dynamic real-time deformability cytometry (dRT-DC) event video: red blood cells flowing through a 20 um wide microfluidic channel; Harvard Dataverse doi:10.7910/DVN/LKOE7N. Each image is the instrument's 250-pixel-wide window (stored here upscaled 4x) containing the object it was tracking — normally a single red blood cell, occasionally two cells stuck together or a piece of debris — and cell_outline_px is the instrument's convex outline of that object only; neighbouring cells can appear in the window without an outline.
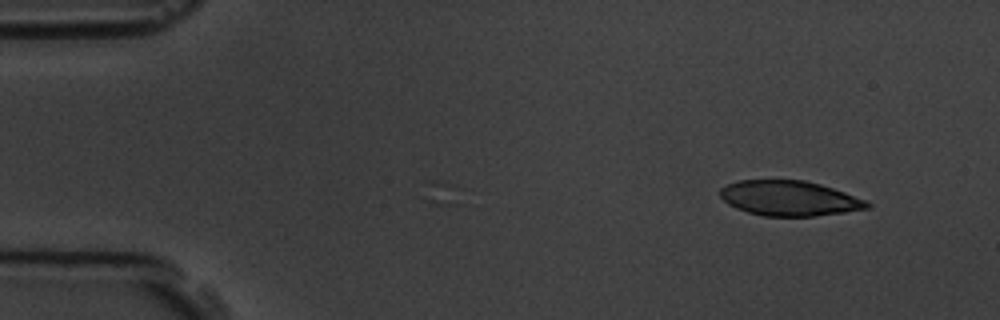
{"species": "common noctule bat (a hibernating species)", "species_latin": "Nyctalus noctula", "temperature_condition": "room temperature", "stored_images_in_passage": 5, "camera_frame_rate_fps": 3000, "um_per_image_px": 0.085, "animal": {"sex": "male", "body_mass_g": 19.5, "forearm_length_mm": 54.6}, "frame": {"image": 1, "passage_image": 5, "time_ms": 4.333, "image_size_px": [1000, 320], "cell_outline_px": [[872, 208], [816, 216], [764, 216], [748, 212], [736, 208], [728, 204], [720, 196], [720, 188], [728, 184], [740, 180], [804, 180], [820, 184], [868, 200], [872, 204]], "centroid_in_image_um": [67.13, 16.86], "position_along_channel_um": 17.9, "area_um2": 30.11}}